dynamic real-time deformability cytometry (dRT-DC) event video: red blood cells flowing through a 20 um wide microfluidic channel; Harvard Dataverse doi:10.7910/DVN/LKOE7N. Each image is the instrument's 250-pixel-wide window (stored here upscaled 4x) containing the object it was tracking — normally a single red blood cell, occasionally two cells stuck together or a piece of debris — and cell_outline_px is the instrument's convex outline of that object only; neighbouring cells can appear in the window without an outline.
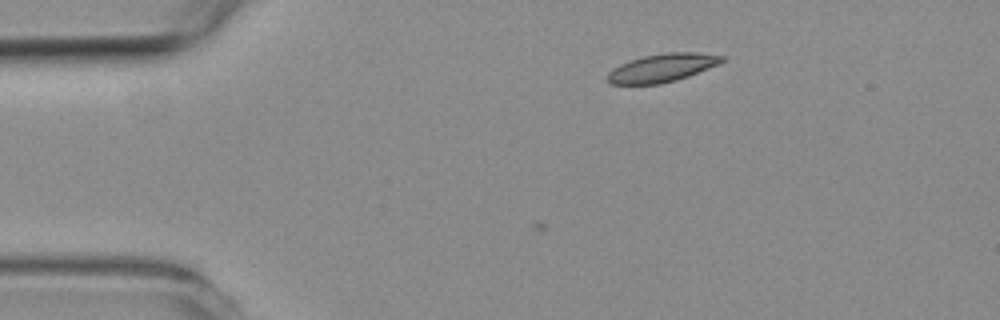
{"species": "common noctule bat (a hibernating species)", "species_latin": "Nyctalus noctula", "temperature_condition": "room temperature", "stored_images_in_passage": 5, "camera_frame_rate_fps": 3000, "um_per_image_px": 0.085, "animal": {"sex": "female", "body_mass_g": 19.3, "forearm_length_mm": 54.1}, "frame": {"image": 1, "passage_image": 3, "time_ms": 2.333, "image_size_px": [1000, 320], "cell_outline_px": [[724, 60], [720, 64], [688, 76], [676, 80], [660, 84], [612, 84], [608, 80], [608, 72], [612, 68], [620, 64], [644, 56], [668, 52], [696, 52], [724, 56]], "centroid_in_image_um": [56.3, 5.76], "position_along_channel_um": 28.7, "area_um2": 18.67}}
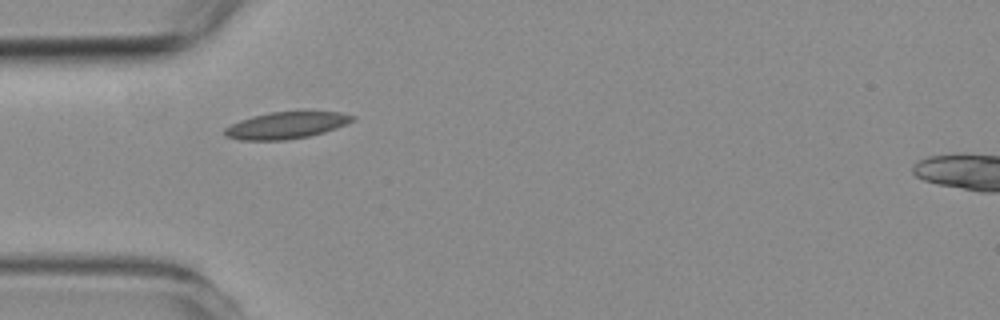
{"frame": {"image": 2, "passage_image": 5, "time_ms": 4.667, "image_size_px": [1000, 320], "cell_outline_px": [[356, 120], [336, 128], [324, 132], [308, 136], [284, 140], [240, 140], [224, 136], [224, 128], [240, 120], [252, 116], [268, 112], [340, 112], [356, 116]], "centroid_in_image_um": [24.32, 10.65], "position_along_channel_um": 60.7, "area_um2": 19.88}}